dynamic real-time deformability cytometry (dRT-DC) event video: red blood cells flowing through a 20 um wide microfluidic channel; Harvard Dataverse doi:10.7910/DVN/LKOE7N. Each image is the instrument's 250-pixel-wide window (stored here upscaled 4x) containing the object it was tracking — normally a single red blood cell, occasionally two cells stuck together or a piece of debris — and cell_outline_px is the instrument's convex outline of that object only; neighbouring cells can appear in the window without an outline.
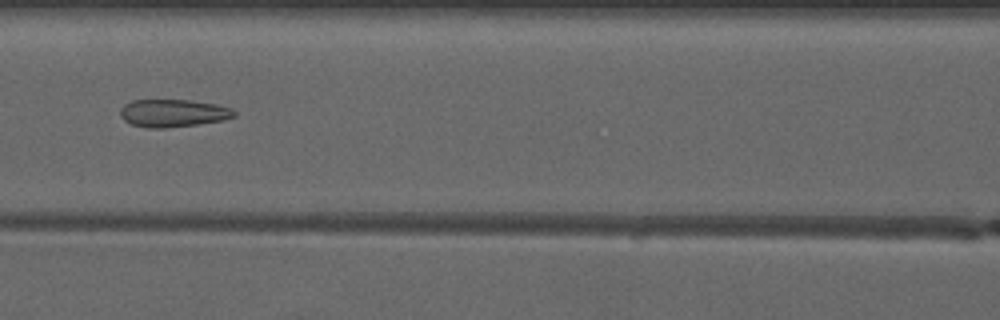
{"species": "common noctule bat (a hibernating species)", "species_latin": "Nyctalus noctula", "temperature_condition": "warm", "stored_images_in_passage": 6, "camera_frame_rate_fps": 3000, "um_per_image_px": 0.085, "animal": {"sex": "male", "forearm_length_mm": 52.5}, "frame": {"image": 1, "passage_image": 6, "time_ms": 5.667, "image_size_px": [1000, 320], "cell_outline_px": [[236, 116], [220, 120], [196, 124], [164, 128], [148, 128], [132, 124], [124, 120], [120, 116], [120, 108], [124, 104], [132, 100], [192, 100], [216, 104], [232, 108], [236, 112]], "centroid_in_image_um": [14.69, 9.6], "position_along_channel_um": 151.9, "area_um2": 18.32}}